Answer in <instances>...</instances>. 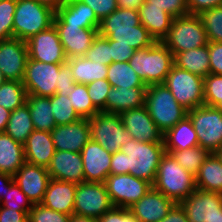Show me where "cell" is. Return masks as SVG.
<instances>
[{
    "label": "cell",
    "instance_id": "obj_1",
    "mask_svg": "<svg viewBox=\"0 0 222 222\" xmlns=\"http://www.w3.org/2000/svg\"><path fill=\"white\" fill-rule=\"evenodd\" d=\"M98 34L134 50L146 49L156 42L141 24L138 10L120 7L100 21Z\"/></svg>",
    "mask_w": 222,
    "mask_h": 222
},
{
    "label": "cell",
    "instance_id": "obj_2",
    "mask_svg": "<svg viewBox=\"0 0 222 222\" xmlns=\"http://www.w3.org/2000/svg\"><path fill=\"white\" fill-rule=\"evenodd\" d=\"M153 188L163 193L175 204H180L196 189V177L185 170L170 153L159 162Z\"/></svg>",
    "mask_w": 222,
    "mask_h": 222
},
{
    "label": "cell",
    "instance_id": "obj_3",
    "mask_svg": "<svg viewBox=\"0 0 222 222\" xmlns=\"http://www.w3.org/2000/svg\"><path fill=\"white\" fill-rule=\"evenodd\" d=\"M129 64L146 86L160 84L174 65V55L163 42L156 41L151 47L135 50Z\"/></svg>",
    "mask_w": 222,
    "mask_h": 222
},
{
    "label": "cell",
    "instance_id": "obj_4",
    "mask_svg": "<svg viewBox=\"0 0 222 222\" xmlns=\"http://www.w3.org/2000/svg\"><path fill=\"white\" fill-rule=\"evenodd\" d=\"M145 107L163 134L187 116L188 112L178 104L163 83L147 86Z\"/></svg>",
    "mask_w": 222,
    "mask_h": 222
},
{
    "label": "cell",
    "instance_id": "obj_5",
    "mask_svg": "<svg viewBox=\"0 0 222 222\" xmlns=\"http://www.w3.org/2000/svg\"><path fill=\"white\" fill-rule=\"evenodd\" d=\"M127 155L129 174L154 183L159 162L166 153L164 142H141L135 139L120 148Z\"/></svg>",
    "mask_w": 222,
    "mask_h": 222
},
{
    "label": "cell",
    "instance_id": "obj_6",
    "mask_svg": "<svg viewBox=\"0 0 222 222\" xmlns=\"http://www.w3.org/2000/svg\"><path fill=\"white\" fill-rule=\"evenodd\" d=\"M55 11L35 0H17L13 37L27 41L53 25Z\"/></svg>",
    "mask_w": 222,
    "mask_h": 222
},
{
    "label": "cell",
    "instance_id": "obj_7",
    "mask_svg": "<svg viewBox=\"0 0 222 222\" xmlns=\"http://www.w3.org/2000/svg\"><path fill=\"white\" fill-rule=\"evenodd\" d=\"M173 55L208 45L207 33L198 15L173 18L168 36L162 41Z\"/></svg>",
    "mask_w": 222,
    "mask_h": 222
},
{
    "label": "cell",
    "instance_id": "obj_8",
    "mask_svg": "<svg viewBox=\"0 0 222 222\" xmlns=\"http://www.w3.org/2000/svg\"><path fill=\"white\" fill-rule=\"evenodd\" d=\"M163 84L187 111L204 105V78L173 65Z\"/></svg>",
    "mask_w": 222,
    "mask_h": 222
},
{
    "label": "cell",
    "instance_id": "obj_9",
    "mask_svg": "<svg viewBox=\"0 0 222 222\" xmlns=\"http://www.w3.org/2000/svg\"><path fill=\"white\" fill-rule=\"evenodd\" d=\"M91 140L99 143L110 153L120 150L133 138L125 129L119 114L99 112L88 118Z\"/></svg>",
    "mask_w": 222,
    "mask_h": 222
},
{
    "label": "cell",
    "instance_id": "obj_10",
    "mask_svg": "<svg viewBox=\"0 0 222 222\" xmlns=\"http://www.w3.org/2000/svg\"><path fill=\"white\" fill-rule=\"evenodd\" d=\"M198 137L199 146L209 153L222 147V111L202 105L187 112Z\"/></svg>",
    "mask_w": 222,
    "mask_h": 222
},
{
    "label": "cell",
    "instance_id": "obj_11",
    "mask_svg": "<svg viewBox=\"0 0 222 222\" xmlns=\"http://www.w3.org/2000/svg\"><path fill=\"white\" fill-rule=\"evenodd\" d=\"M114 207L129 208L144 197L153 185L131 174H109L104 181Z\"/></svg>",
    "mask_w": 222,
    "mask_h": 222
},
{
    "label": "cell",
    "instance_id": "obj_12",
    "mask_svg": "<svg viewBox=\"0 0 222 222\" xmlns=\"http://www.w3.org/2000/svg\"><path fill=\"white\" fill-rule=\"evenodd\" d=\"M63 64L66 63H43L28 58L22 81L27 95L50 97L56 94Z\"/></svg>",
    "mask_w": 222,
    "mask_h": 222
},
{
    "label": "cell",
    "instance_id": "obj_13",
    "mask_svg": "<svg viewBox=\"0 0 222 222\" xmlns=\"http://www.w3.org/2000/svg\"><path fill=\"white\" fill-rule=\"evenodd\" d=\"M112 207L104 183L84 181L77 184L73 214L99 219Z\"/></svg>",
    "mask_w": 222,
    "mask_h": 222
},
{
    "label": "cell",
    "instance_id": "obj_14",
    "mask_svg": "<svg viewBox=\"0 0 222 222\" xmlns=\"http://www.w3.org/2000/svg\"><path fill=\"white\" fill-rule=\"evenodd\" d=\"M188 222H222V194L196 189L180 203Z\"/></svg>",
    "mask_w": 222,
    "mask_h": 222
},
{
    "label": "cell",
    "instance_id": "obj_15",
    "mask_svg": "<svg viewBox=\"0 0 222 222\" xmlns=\"http://www.w3.org/2000/svg\"><path fill=\"white\" fill-rule=\"evenodd\" d=\"M26 45L29 59L53 64L67 62L54 24L28 39Z\"/></svg>",
    "mask_w": 222,
    "mask_h": 222
},
{
    "label": "cell",
    "instance_id": "obj_16",
    "mask_svg": "<svg viewBox=\"0 0 222 222\" xmlns=\"http://www.w3.org/2000/svg\"><path fill=\"white\" fill-rule=\"evenodd\" d=\"M28 58L26 41L15 37L0 40V70L6 80L23 81Z\"/></svg>",
    "mask_w": 222,
    "mask_h": 222
},
{
    "label": "cell",
    "instance_id": "obj_17",
    "mask_svg": "<svg viewBox=\"0 0 222 222\" xmlns=\"http://www.w3.org/2000/svg\"><path fill=\"white\" fill-rule=\"evenodd\" d=\"M13 179L32 204H39L51 178L46 167L25 162Z\"/></svg>",
    "mask_w": 222,
    "mask_h": 222
},
{
    "label": "cell",
    "instance_id": "obj_18",
    "mask_svg": "<svg viewBox=\"0 0 222 222\" xmlns=\"http://www.w3.org/2000/svg\"><path fill=\"white\" fill-rule=\"evenodd\" d=\"M55 150L80 153L91 139L89 121L81 118L67 125H58L51 132Z\"/></svg>",
    "mask_w": 222,
    "mask_h": 222
},
{
    "label": "cell",
    "instance_id": "obj_19",
    "mask_svg": "<svg viewBox=\"0 0 222 222\" xmlns=\"http://www.w3.org/2000/svg\"><path fill=\"white\" fill-rule=\"evenodd\" d=\"M86 182L104 183L110 174L112 153L99 143L89 140L80 152Z\"/></svg>",
    "mask_w": 222,
    "mask_h": 222
},
{
    "label": "cell",
    "instance_id": "obj_20",
    "mask_svg": "<svg viewBox=\"0 0 222 222\" xmlns=\"http://www.w3.org/2000/svg\"><path fill=\"white\" fill-rule=\"evenodd\" d=\"M132 138L141 142H164L163 133L151 119L145 106L119 114Z\"/></svg>",
    "mask_w": 222,
    "mask_h": 222
},
{
    "label": "cell",
    "instance_id": "obj_21",
    "mask_svg": "<svg viewBox=\"0 0 222 222\" xmlns=\"http://www.w3.org/2000/svg\"><path fill=\"white\" fill-rule=\"evenodd\" d=\"M54 26L67 59L85 56L98 35V28H81L70 24H54Z\"/></svg>",
    "mask_w": 222,
    "mask_h": 222
},
{
    "label": "cell",
    "instance_id": "obj_22",
    "mask_svg": "<svg viewBox=\"0 0 222 222\" xmlns=\"http://www.w3.org/2000/svg\"><path fill=\"white\" fill-rule=\"evenodd\" d=\"M50 178L79 184L84 182V171L80 153L56 150L47 167Z\"/></svg>",
    "mask_w": 222,
    "mask_h": 222
},
{
    "label": "cell",
    "instance_id": "obj_23",
    "mask_svg": "<svg viewBox=\"0 0 222 222\" xmlns=\"http://www.w3.org/2000/svg\"><path fill=\"white\" fill-rule=\"evenodd\" d=\"M175 203L153 187L128 209L140 222H159L167 216Z\"/></svg>",
    "mask_w": 222,
    "mask_h": 222
},
{
    "label": "cell",
    "instance_id": "obj_24",
    "mask_svg": "<svg viewBox=\"0 0 222 222\" xmlns=\"http://www.w3.org/2000/svg\"><path fill=\"white\" fill-rule=\"evenodd\" d=\"M53 24H70L81 28H99L100 20L93 9L79 0H65L55 11Z\"/></svg>",
    "mask_w": 222,
    "mask_h": 222
},
{
    "label": "cell",
    "instance_id": "obj_25",
    "mask_svg": "<svg viewBox=\"0 0 222 222\" xmlns=\"http://www.w3.org/2000/svg\"><path fill=\"white\" fill-rule=\"evenodd\" d=\"M77 184L50 179L41 204L49 209L72 215Z\"/></svg>",
    "mask_w": 222,
    "mask_h": 222
},
{
    "label": "cell",
    "instance_id": "obj_26",
    "mask_svg": "<svg viewBox=\"0 0 222 222\" xmlns=\"http://www.w3.org/2000/svg\"><path fill=\"white\" fill-rule=\"evenodd\" d=\"M23 145L26 162L46 168L50 165L56 151L50 132L34 129Z\"/></svg>",
    "mask_w": 222,
    "mask_h": 222
},
{
    "label": "cell",
    "instance_id": "obj_27",
    "mask_svg": "<svg viewBox=\"0 0 222 222\" xmlns=\"http://www.w3.org/2000/svg\"><path fill=\"white\" fill-rule=\"evenodd\" d=\"M147 87L114 88L107 95L106 112L120 114L145 106Z\"/></svg>",
    "mask_w": 222,
    "mask_h": 222
},
{
    "label": "cell",
    "instance_id": "obj_28",
    "mask_svg": "<svg viewBox=\"0 0 222 222\" xmlns=\"http://www.w3.org/2000/svg\"><path fill=\"white\" fill-rule=\"evenodd\" d=\"M141 24L146 27L155 41L162 42L169 33L173 17L162 8L151 6L145 1L138 9Z\"/></svg>",
    "mask_w": 222,
    "mask_h": 222
},
{
    "label": "cell",
    "instance_id": "obj_29",
    "mask_svg": "<svg viewBox=\"0 0 222 222\" xmlns=\"http://www.w3.org/2000/svg\"><path fill=\"white\" fill-rule=\"evenodd\" d=\"M165 151L185 150L199 146L192 121L187 115L163 134Z\"/></svg>",
    "mask_w": 222,
    "mask_h": 222
},
{
    "label": "cell",
    "instance_id": "obj_30",
    "mask_svg": "<svg viewBox=\"0 0 222 222\" xmlns=\"http://www.w3.org/2000/svg\"><path fill=\"white\" fill-rule=\"evenodd\" d=\"M25 162L24 145L0 133V173L14 176Z\"/></svg>",
    "mask_w": 222,
    "mask_h": 222
},
{
    "label": "cell",
    "instance_id": "obj_31",
    "mask_svg": "<svg viewBox=\"0 0 222 222\" xmlns=\"http://www.w3.org/2000/svg\"><path fill=\"white\" fill-rule=\"evenodd\" d=\"M195 177L197 189L222 194V161L216 153H210Z\"/></svg>",
    "mask_w": 222,
    "mask_h": 222
},
{
    "label": "cell",
    "instance_id": "obj_32",
    "mask_svg": "<svg viewBox=\"0 0 222 222\" xmlns=\"http://www.w3.org/2000/svg\"><path fill=\"white\" fill-rule=\"evenodd\" d=\"M174 65L202 78L207 77L210 74L208 45L176 53Z\"/></svg>",
    "mask_w": 222,
    "mask_h": 222
},
{
    "label": "cell",
    "instance_id": "obj_33",
    "mask_svg": "<svg viewBox=\"0 0 222 222\" xmlns=\"http://www.w3.org/2000/svg\"><path fill=\"white\" fill-rule=\"evenodd\" d=\"M66 64L71 68L75 83L89 84L95 80L106 79L108 65L90 61L86 57L67 59Z\"/></svg>",
    "mask_w": 222,
    "mask_h": 222
},
{
    "label": "cell",
    "instance_id": "obj_34",
    "mask_svg": "<svg viewBox=\"0 0 222 222\" xmlns=\"http://www.w3.org/2000/svg\"><path fill=\"white\" fill-rule=\"evenodd\" d=\"M26 104L35 130L51 132L56 127L50 97L27 95Z\"/></svg>",
    "mask_w": 222,
    "mask_h": 222
},
{
    "label": "cell",
    "instance_id": "obj_35",
    "mask_svg": "<svg viewBox=\"0 0 222 222\" xmlns=\"http://www.w3.org/2000/svg\"><path fill=\"white\" fill-rule=\"evenodd\" d=\"M34 131L31 113L28 105L10 112L9 121L5 133L11 136L15 141L24 144L29 135Z\"/></svg>",
    "mask_w": 222,
    "mask_h": 222
},
{
    "label": "cell",
    "instance_id": "obj_36",
    "mask_svg": "<svg viewBox=\"0 0 222 222\" xmlns=\"http://www.w3.org/2000/svg\"><path fill=\"white\" fill-rule=\"evenodd\" d=\"M106 80L114 88L147 87L129 62H112L108 65Z\"/></svg>",
    "mask_w": 222,
    "mask_h": 222
},
{
    "label": "cell",
    "instance_id": "obj_37",
    "mask_svg": "<svg viewBox=\"0 0 222 222\" xmlns=\"http://www.w3.org/2000/svg\"><path fill=\"white\" fill-rule=\"evenodd\" d=\"M27 92L22 81L6 80L0 85V106L12 112L26 103Z\"/></svg>",
    "mask_w": 222,
    "mask_h": 222
},
{
    "label": "cell",
    "instance_id": "obj_38",
    "mask_svg": "<svg viewBox=\"0 0 222 222\" xmlns=\"http://www.w3.org/2000/svg\"><path fill=\"white\" fill-rule=\"evenodd\" d=\"M170 153L175 160L185 170L196 176L200 170L201 165L210 153L203 147L197 146L185 150L166 151Z\"/></svg>",
    "mask_w": 222,
    "mask_h": 222
},
{
    "label": "cell",
    "instance_id": "obj_39",
    "mask_svg": "<svg viewBox=\"0 0 222 222\" xmlns=\"http://www.w3.org/2000/svg\"><path fill=\"white\" fill-rule=\"evenodd\" d=\"M74 110L81 118H91L99 111L94 107L88 95L87 85L75 83L71 93L67 95Z\"/></svg>",
    "mask_w": 222,
    "mask_h": 222
},
{
    "label": "cell",
    "instance_id": "obj_40",
    "mask_svg": "<svg viewBox=\"0 0 222 222\" xmlns=\"http://www.w3.org/2000/svg\"><path fill=\"white\" fill-rule=\"evenodd\" d=\"M50 103L56 126L67 125L81 119L67 96L54 94L50 96Z\"/></svg>",
    "mask_w": 222,
    "mask_h": 222
},
{
    "label": "cell",
    "instance_id": "obj_41",
    "mask_svg": "<svg viewBox=\"0 0 222 222\" xmlns=\"http://www.w3.org/2000/svg\"><path fill=\"white\" fill-rule=\"evenodd\" d=\"M207 33L209 42H222V6H218L198 15Z\"/></svg>",
    "mask_w": 222,
    "mask_h": 222
},
{
    "label": "cell",
    "instance_id": "obj_42",
    "mask_svg": "<svg viewBox=\"0 0 222 222\" xmlns=\"http://www.w3.org/2000/svg\"><path fill=\"white\" fill-rule=\"evenodd\" d=\"M0 205L16 211H26L28 214L33 206L32 202L15 183L14 179L11 181V187L2 198Z\"/></svg>",
    "mask_w": 222,
    "mask_h": 222
},
{
    "label": "cell",
    "instance_id": "obj_43",
    "mask_svg": "<svg viewBox=\"0 0 222 222\" xmlns=\"http://www.w3.org/2000/svg\"><path fill=\"white\" fill-rule=\"evenodd\" d=\"M16 4L17 0H0V40L13 37Z\"/></svg>",
    "mask_w": 222,
    "mask_h": 222
},
{
    "label": "cell",
    "instance_id": "obj_44",
    "mask_svg": "<svg viewBox=\"0 0 222 222\" xmlns=\"http://www.w3.org/2000/svg\"><path fill=\"white\" fill-rule=\"evenodd\" d=\"M90 61L102 63L103 65H110L112 63L111 48L109 40L99 34L94 38L90 49L85 56Z\"/></svg>",
    "mask_w": 222,
    "mask_h": 222
},
{
    "label": "cell",
    "instance_id": "obj_45",
    "mask_svg": "<svg viewBox=\"0 0 222 222\" xmlns=\"http://www.w3.org/2000/svg\"><path fill=\"white\" fill-rule=\"evenodd\" d=\"M112 86L106 79L95 80L87 84L88 95L99 112H106L107 95Z\"/></svg>",
    "mask_w": 222,
    "mask_h": 222
},
{
    "label": "cell",
    "instance_id": "obj_46",
    "mask_svg": "<svg viewBox=\"0 0 222 222\" xmlns=\"http://www.w3.org/2000/svg\"><path fill=\"white\" fill-rule=\"evenodd\" d=\"M71 215H67L43 206L33 204L28 214V222H70Z\"/></svg>",
    "mask_w": 222,
    "mask_h": 222
},
{
    "label": "cell",
    "instance_id": "obj_47",
    "mask_svg": "<svg viewBox=\"0 0 222 222\" xmlns=\"http://www.w3.org/2000/svg\"><path fill=\"white\" fill-rule=\"evenodd\" d=\"M222 100V75L209 74L204 78V105L215 107Z\"/></svg>",
    "mask_w": 222,
    "mask_h": 222
},
{
    "label": "cell",
    "instance_id": "obj_48",
    "mask_svg": "<svg viewBox=\"0 0 222 222\" xmlns=\"http://www.w3.org/2000/svg\"><path fill=\"white\" fill-rule=\"evenodd\" d=\"M151 3V6L162 8L173 18L189 15L187 0H145Z\"/></svg>",
    "mask_w": 222,
    "mask_h": 222
},
{
    "label": "cell",
    "instance_id": "obj_49",
    "mask_svg": "<svg viewBox=\"0 0 222 222\" xmlns=\"http://www.w3.org/2000/svg\"><path fill=\"white\" fill-rule=\"evenodd\" d=\"M99 222H140L128 208L112 207L104 213L99 219Z\"/></svg>",
    "mask_w": 222,
    "mask_h": 222
},
{
    "label": "cell",
    "instance_id": "obj_50",
    "mask_svg": "<svg viewBox=\"0 0 222 222\" xmlns=\"http://www.w3.org/2000/svg\"><path fill=\"white\" fill-rule=\"evenodd\" d=\"M87 4L93 9L96 17L101 21L106 16H109L114 12L117 6V0H79Z\"/></svg>",
    "mask_w": 222,
    "mask_h": 222
},
{
    "label": "cell",
    "instance_id": "obj_51",
    "mask_svg": "<svg viewBox=\"0 0 222 222\" xmlns=\"http://www.w3.org/2000/svg\"><path fill=\"white\" fill-rule=\"evenodd\" d=\"M210 73L222 75V42H209Z\"/></svg>",
    "mask_w": 222,
    "mask_h": 222
},
{
    "label": "cell",
    "instance_id": "obj_52",
    "mask_svg": "<svg viewBox=\"0 0 222 222\" xmlns=\"http://www.w3.org/2000/svg\"><path fill=\"white\" fill-rule=\"evenodd\" d=\"M75 81L73 80V73L67 64H63L60 68V80L57 85L56 94L67 96L72 92Z\"/></svg>",
    "mask_w": 222,
    "mask_h": 222
},
{
    "label": "cell",
    "instance_id": "obj_53",
    "mask_svg": "<svg viewBox=\"0 0 222 222\" xmlns=\"http://www.w3.org/2000/svg\"><path fill=\"white\" fill-rule=\"evenodd\" d=\"M112 62H129L134 49L129 45L116 44V41L109 40Z\"/></svg>",
    "mask_w": 222,
    "mask_h": 222
},
{
    "label": "cell",
    "instance_id": "obj_54",
    "mask_svg": "<svg viewBox=\"0 0 222 222\" xmlns=\"http://www.w3.org/2000/svg\"><path fill=\"white\" fill-rule=\"evenodd\" d=\"M222 6V0H187L190 15H199L201 12Z\"/></svg>",
    "mask_w": 222,
    "mask_h": 222
},
{
    "label": "cell",
    "instance_id": "obj_55",
    "mask_svg": "<svg viewBox=\"0 0 222 222\" xmlns=\"http://www.w3.org/2000/svg\"><path fill=\"white\" fill-rule=\"evenodd\" d=\"M129 168H127V155L122 151H117L112 153L111 163H110V174H128Z\"/></svg>",
    "mask_w": 222,
    "mask_h": 222
},
{
    "label": "cell",
    "instance_id": "obj_56",
    "mask_svg": "<svg viewBox=\"0 0 222 222\" xmlns=\"http://www.w3.org/2000/svg\"><path fill=\"white\" fill-rule=\"evenodd\" d=\"M0 222H28V213L8 209L0 205Z\"/></svg>",
    "mask_w": 222,
    "mask_h": 222
},
{
    "label": "cell",
    "instance_id": "obj_57",
    "mask_svg": "<svg viewBox=\"0 0 222 222\" xmlns=\"http://www.w3.org/2000/svg\"><path fill=\"white\" fill-rule=\"evenodd\" d=\"M159 222H188L186 213L180 204H175L166 217Z\"/></svg>",
    "mask_w": 222,
    "mask_h": 222
},
{
    "label": "cell",
    "instance_id": "obj_58",
    "mask_svg": "<svg viewBox=\"0 0 222 222\" xmlns=\"http://www.w3.org/2000/svg\"><path fill=\"white\" fill-rule=\"evenodd\" d=\"M13 176L7 173H0V203L7 191L11 187Z\"/></svg>",
    "mask_w": 222,
    "mask_h": 222
},
{
    "label": "cell",
    "instance_id": "obj_59",
    "mask_svg": "<svg viewBox=\"0 0 222 222\" xmlns=\"http://www.w3.org/2000/svg\"><path fill=\"white\" fill-rule=\"evenodd\" d=\"M145 0H117V6L124 9L138 10Z\"/></svg>",
    "mask_w": 222,
    "mask_h": 222
},
{
    "label": "cell",
    "instance_id": "obj_60",
    "mask_svg": "<svg viewBox=\"0 0 222 222\" xmlns=\"http://www.w3.org/2000/svg\"><path fill=\"white\" fill-rule=\"evenodd\" d=\"M10 111L0 106V133H4L9 121Z\"/></svg>",
    "mask_w": 222,
    "mask_h": 222
},
{
    "label": "cell",
    "instance_id": "obj_61",
    "mask_svg": "<svg viewBox=\"0 0 222 222\" xmlns=\"http://www.w3.org/2000/svg\"><path fill=\"white\" fill-rule=\"evenodd\" d=\"M35 1L51 8L54 11L59 9L65 3V0H35Z\"/></svg>",
    "mask_w": 222,
    "mask_h": 222
},
{
    "label": "cell",
    "instance_id": "obj_62",
    "mask_svg": "<svg viewBox=\"0 0 222 222\" xmlns=\"http://www.w3.org/2000/svg\"><path fill=\"white\" fill-rule=\"evenodd\" d=\"M70 222H99V221L96 218L72 214L70 217Z\"/></svg>",
    "mask_w": 222,
    "mask_h": 222
},
{
    "label": "cell",
    "instance_id": "obj_63",
    "mask_svg": "<svg viewBox=\"0 0 222 222\" xmlns=\"http://www.w3.org/2000/svg\"><path fill=\"white\" fill-rule=\"evenodd\" d=\"M5 81H6V79H5L3 73H2L1 70H0V85H1L2 83H4Z\"/></svg>",
    "mask_w": 222,
    "mask_h": 222
},
{
    "label": "cell",
    "instance_id": "obj_64",
    "mask_svg": "<svg viewBox=\"0 0 222 222\" xmlns=\"http://www.w3.org/2000/svg\"><path fill=\"white\" fill-rule=\"evenodd\" d=\"M216 154L222 161V147L216 152Z\"/></svg>",
    "mask_w": 222,
    "mask_h": 222
},
{
    "label": "cell",
    "instance_id": "obj_65",
    "mask_svg": "<svg viewBox=\"0 0 222 222\" xmlns=\"http://www.w3.org/2000/svg\"><path fill=\"white\" fill-rule=\"evenodd\" d=\"M215 108H218L222 111V100L215 106Z\"/></svg>",
    "mask_w": 222,
    "mask_h": 222
}]
</instances>
